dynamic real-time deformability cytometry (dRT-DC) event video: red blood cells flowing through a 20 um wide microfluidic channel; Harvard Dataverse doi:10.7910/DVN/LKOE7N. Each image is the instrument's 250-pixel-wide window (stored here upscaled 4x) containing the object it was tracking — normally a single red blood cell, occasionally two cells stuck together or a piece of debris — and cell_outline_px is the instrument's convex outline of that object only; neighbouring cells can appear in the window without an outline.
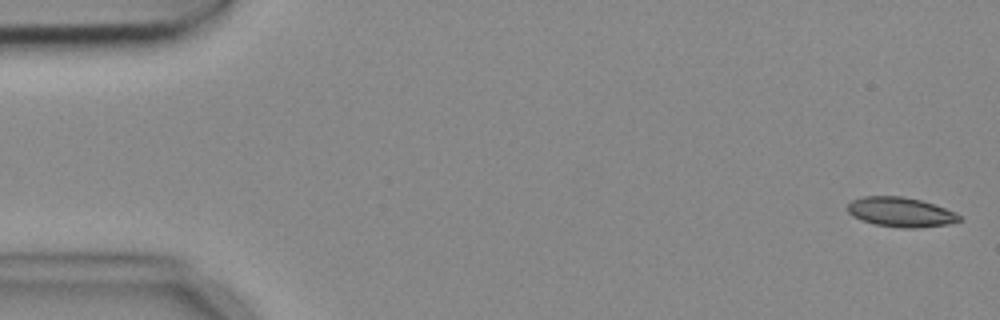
{"species": "common noctule bat (a hibernating species)", "species_latin": "Nyctalus noctula", "temperature_condition": "cold", "stored_images_in_passage": 4, "camera_frame_rate_fps": 3000, "um_per_image_px": 0.085, "animal": {"sex": "female", "body_mass_g": 18.4}, "frame": {"image": 1, "passage_image": 1, "time_ms": 0.0, "image_size_px": [1000, 320], "cell_outline_px": [[964, 220], [948, 224], [916, 228], [904, 228], [876, 224], [860, 220], [852, 216], [848, 212], [848, 204], [852, 200], [864, 196], [904, 196], [920, 200], [956, 212]], "centroid_in_image_um": [76.56, 18.03], "position_along_channel_um": 8.4, "area_um2": 19.25}}
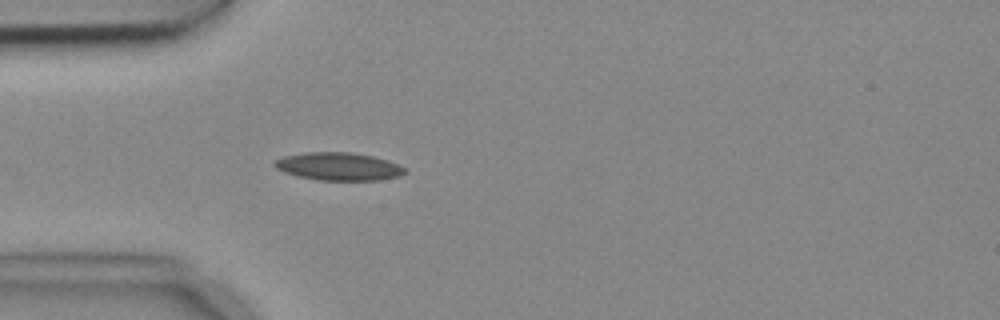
{"frame": {"image": 2, "passage_image": 4, "time_ms": 1.0, "image_size_px": [1000, 320], "cell_outline_px": [[408, 172], [400, 176], [380, 180], [316, 180], [284, 172], [276, 168], [272, 164], [276, 160], [284, 156], [304, 152], [352, 152], [372, 156], [388, 160], [404, 168]], "centroid_in_image_um": [28.78, 14.14], "position_along_channel_um": 56.2, "area_um2": 21.15}}